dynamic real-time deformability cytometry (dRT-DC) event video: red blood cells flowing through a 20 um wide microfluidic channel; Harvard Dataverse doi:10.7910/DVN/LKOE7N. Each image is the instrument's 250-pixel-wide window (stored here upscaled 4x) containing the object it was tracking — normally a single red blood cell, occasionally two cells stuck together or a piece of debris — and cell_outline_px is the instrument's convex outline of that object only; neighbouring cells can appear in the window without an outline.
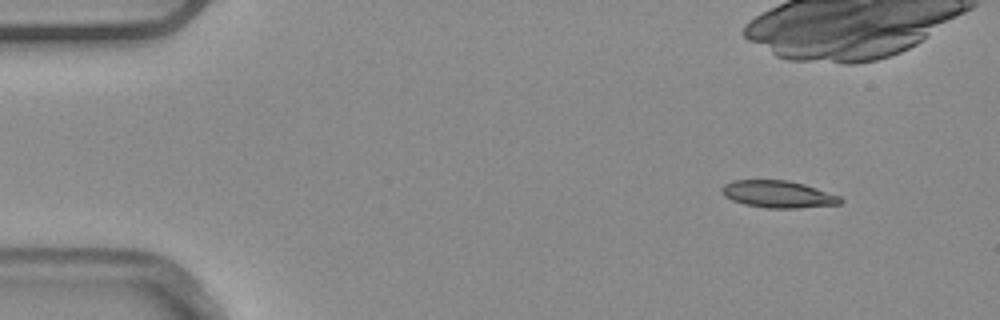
{"species": "common noctule bat (a hibernating species)", "species_latin": "Nyctalus noctula", "temperature_condition": "warm", "stored_images_in_passage": 7, "camera_frame_rate_fps": 3000, "um_per_image_px": 0.085, "animal": {"sex": "male", "body_mass_g": 20.4}, "frame": {"image": 1, "passage_image": 1, "time_ms": 0.0, "image_size_px": [1000, 320], "cell_outline_px": [[844, 200], [840, 204], [796, 208], [764, 208], [744, 204], [732, 200], [724, 196], [720, 192], [720, 188], [724, 184], [732, 180], [788, 180], [804, 184], [840, 196]], "centroid_in_image_um": [66.1, 16.51], "position_along_channel_um": 18.9, "area_um2": 18.84}}